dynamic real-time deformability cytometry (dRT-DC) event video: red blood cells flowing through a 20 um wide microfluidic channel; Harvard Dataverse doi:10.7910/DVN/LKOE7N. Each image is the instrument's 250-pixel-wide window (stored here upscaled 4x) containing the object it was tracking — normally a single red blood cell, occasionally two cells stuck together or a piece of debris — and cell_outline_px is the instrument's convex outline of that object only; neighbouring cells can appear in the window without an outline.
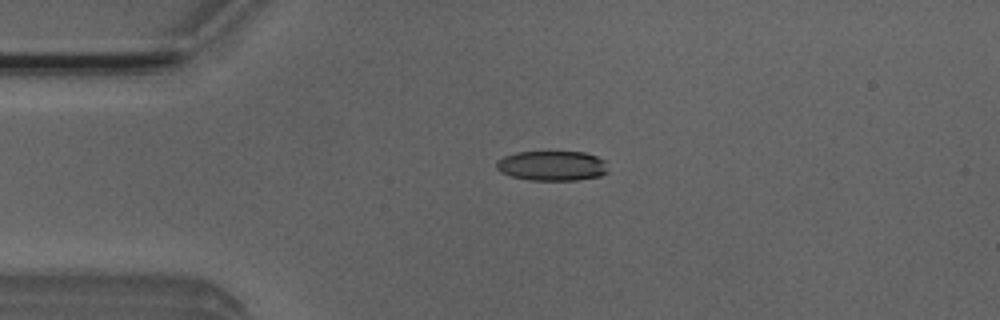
{"species": "Egyptian fruit bat (a non-hibernating species)", "species_latin": "Rousettus aegyptiacus", "temperature_condition": "room temperature", "stored_images_in_passage": 4, "camera_frame_rate_fps": 3000, "um_per_image_px": 0.085, "animal": {"sex": "male"}, "frame": {"image": 1, "passage_image": 3, "time_ms": 0.667, "image_size_px": [1000, 320], "cell_outline_px": [[608, 172], [600, 176], [576, 180], [528, 180], [512, 176], [500, 172], [496, 168], [496, 160], [504, 156], [516, 152], [584, 152], [596, 156], [604, 160]], "centroid_in_image_um": [46.9, 14.09], "position_along_channel_um": 38.1, "area_um2": 19.48}}